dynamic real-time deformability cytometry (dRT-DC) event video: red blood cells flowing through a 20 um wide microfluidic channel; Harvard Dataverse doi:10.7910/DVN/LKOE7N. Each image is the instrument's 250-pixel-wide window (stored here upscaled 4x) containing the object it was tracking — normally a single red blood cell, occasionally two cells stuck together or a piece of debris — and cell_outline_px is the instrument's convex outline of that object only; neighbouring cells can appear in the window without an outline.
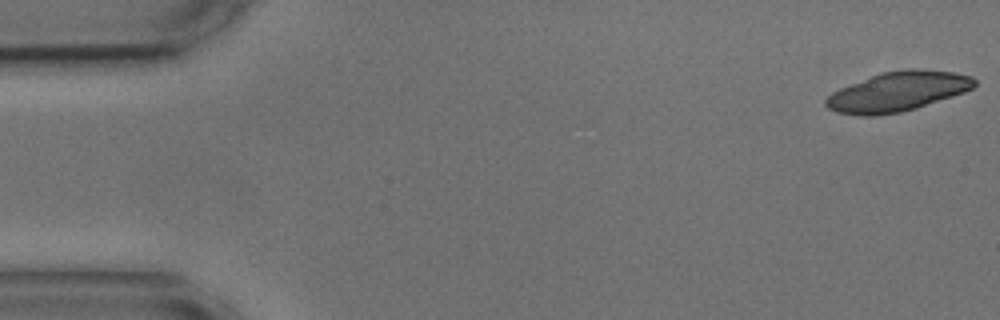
{"species": "common noctule bat (a hibernating species)", "species_latin": "Nyctalus noctula", "temperature_condition": "cold", "stored_images_in_passage": 11, "camera_frame_rate_fps": 3000, "um_per_image_px": 0.085, "animal": {"sex": "male", "body_mass_g": 17.9, "forearm_length_mm": 54.2}, "frame": {"image": 1, "passage_image": 1, "time_ms": 0.0, "image_size_px": [1000, 320], "cell_outline_px": [[976, 84], [972, 88], [964, 92], [916, 108], [900, 112], [872, 116], [860, 116], [836, 112], [828, 108], [824, 104], [824, 100], [832, 92], [840, 88], [880, 72], [908, 68], [912, 68], [956, 72], [972, 76], [976, 80]], "centroid_in_image_um": [76.29, 7.77], "position_along_channel_um": 8.7, "area_um2": 34.33}}